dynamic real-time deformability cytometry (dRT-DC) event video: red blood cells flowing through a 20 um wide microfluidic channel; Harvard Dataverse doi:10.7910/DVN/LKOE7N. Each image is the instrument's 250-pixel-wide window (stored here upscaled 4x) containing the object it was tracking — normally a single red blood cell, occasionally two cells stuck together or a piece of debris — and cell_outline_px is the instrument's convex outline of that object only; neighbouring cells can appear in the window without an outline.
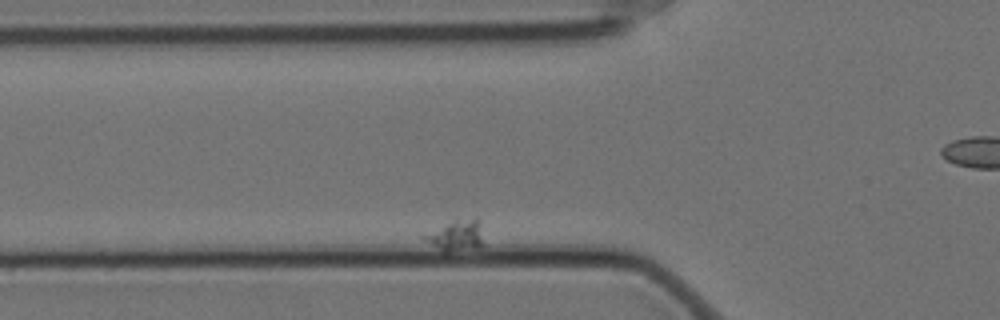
{"species": "Egyptian fruit bat (a non-hibernating species)", "species_latin": "Rousettus aegyptiacus", "temperature_condition": "cold", "stored_images_in_passage": 55, "segment_of_instrument_passage": [2, 2], "camera_frame_rate_fps": 3000, "um_per_image_px": 0.085, "animal": {"sex": "female"}, "frame": {"image": 1, "passage_image": 14, "time_ms": 4.333, "image_size_px": [1000, 320], "cell_outline_px": [[480, 248], [444, 252], [420, 236], [456, 220], [476, 216], [480, 220]], "centroid_in_image_um": [38.8, 20.01], "position_along_channel_um": 87.0, "area_um2": 10.23}}
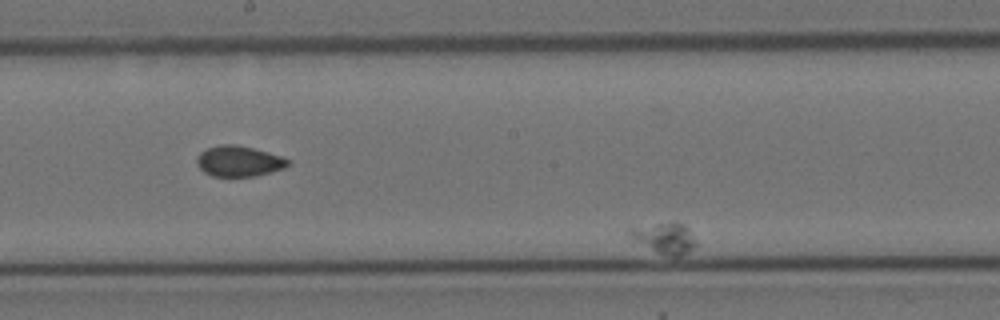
{"frame": {"image": 2, "passage_image": 32, "time_ms": 10.333, "image_size_px": [1000, 320], "cell_outline_px": [[696, 244], [688, 252], [680, 256], [672, 256], [660, 252], [652, 248], [632, 236], [628, 232], [628, 228], [672, 220], [684, 224], [688, 228], [696, 240]], "centroid_in_image_um": [56.57, 20.17], "position_along_channel_um": 191.6, "area_um2": 11.5}}
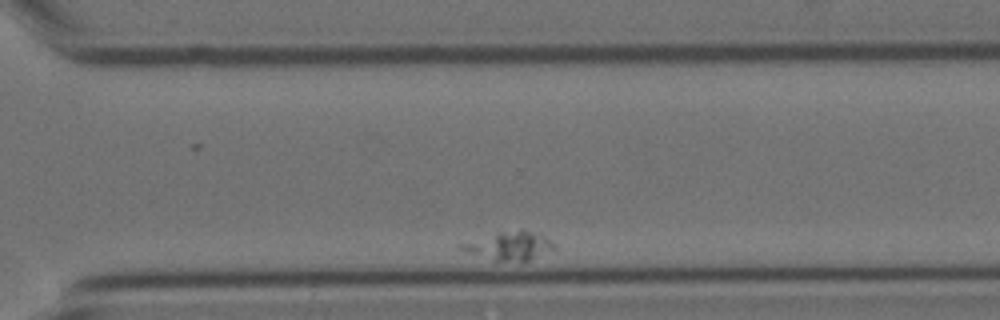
{"frame": {"image": 3, "passage_image": 50, "time_ms": 16.333, "image_size_px": [1000, 320], "cell_outline_px": [[556, 252], [528, 260], [492, 260], [456, 248], [456, 244], [496, 232], [520, 228], [524, 228], [544, 236], [556, 248]], "centroid_in_image_um": [43.3, 20.87], "position_along_channel_um": 327.3, "area_um2": 15.72}}